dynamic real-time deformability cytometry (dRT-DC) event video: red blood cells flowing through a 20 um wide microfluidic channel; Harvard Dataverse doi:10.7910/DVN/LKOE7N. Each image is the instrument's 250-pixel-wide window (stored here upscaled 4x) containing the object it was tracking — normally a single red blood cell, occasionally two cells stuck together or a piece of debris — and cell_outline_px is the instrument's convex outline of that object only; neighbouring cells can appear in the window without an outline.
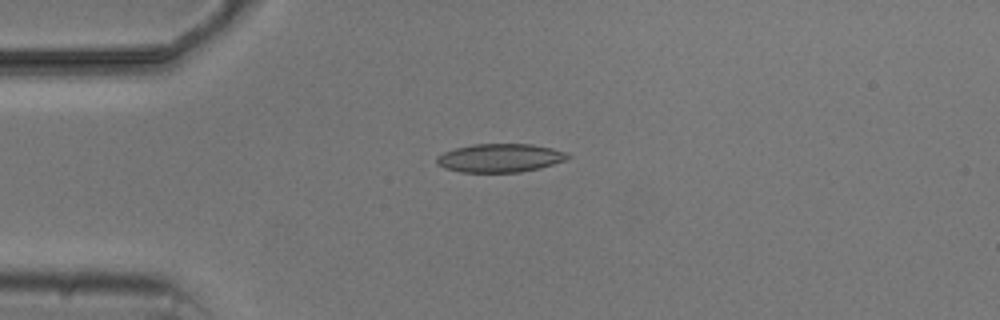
{"species": "common noctule bat (a hibernating species)", "species_latin": "Nyctalus noctula", "temperature_condition": "cold", "stored_images_in_passage": 6, "camera_frame_rate_fps": 3000, "um_per_image_px": 0.085, "animal": {"sex": "male", "body_mass_g": 20.5, "forearm_length_mm": 52.5}, "frame": {"image": 1, "passage_image": 2, "time_ms": 2.0, "image_size_px": [1000, 320], "cell_outline_px": [[572, 156], [564, 160], [540, 168], [520, 172], [460, 172], [444, 168], [436, 164], [436, 156], [444, 152], [456, 148], [472, 144], [532, 144], [552, 148], [568, 152]], "centroid_in_image_um": [42.49, 13.42], "position_along_channel_um": 42.5, "area_um2": 21.85}}
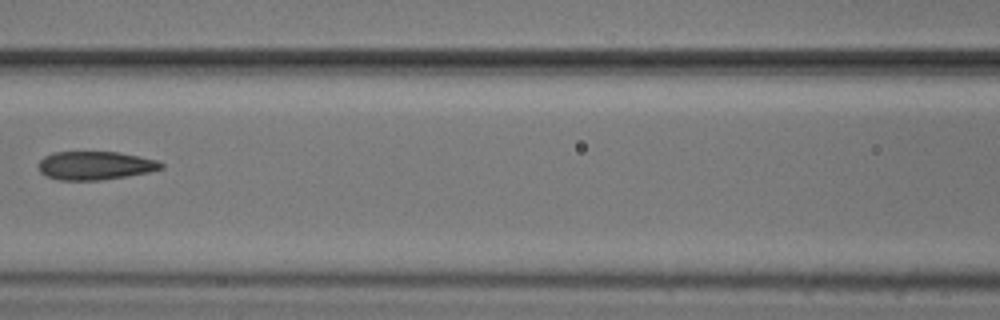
{"frame": {"image": 2, "passage_image": 5, "time_ms": 5.667, "image_size_px": [1000, 320], "cell_outline_px": [[164, 168], [148, 172], [128, 176], [100, 180], [60, 180], [48, 176], [40, 172], [40, 160], [44, 156], [52, 152], [120, 152], [140, 156], [156, 160], [164, 164]], "centroid_in_image_um": [8.12, 14.06], "position_along_channel_um": 158.5, "area_um2": 20.29}}
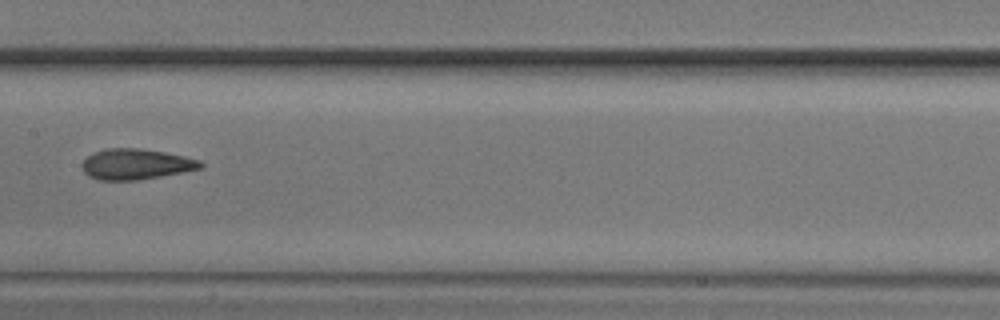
{"frame": {"image": 3, "passage_image": 6, "time_ms": 6.667, "image_size_px": [1000, 320], "cell_outline_px": [[204, 168], [184, 172], [136, 180], [100, 180], [88, 176], [84, 172], [80, 164], [88, 156], [96, 152], [108, 148], [140, 148], [164, 152], [184, 156], [200, 160], [204, 164]], "centroid_in_image_um": [11.57, 13.96], "position_along_channel_um": 195.8, "area_um2": 21.15}}